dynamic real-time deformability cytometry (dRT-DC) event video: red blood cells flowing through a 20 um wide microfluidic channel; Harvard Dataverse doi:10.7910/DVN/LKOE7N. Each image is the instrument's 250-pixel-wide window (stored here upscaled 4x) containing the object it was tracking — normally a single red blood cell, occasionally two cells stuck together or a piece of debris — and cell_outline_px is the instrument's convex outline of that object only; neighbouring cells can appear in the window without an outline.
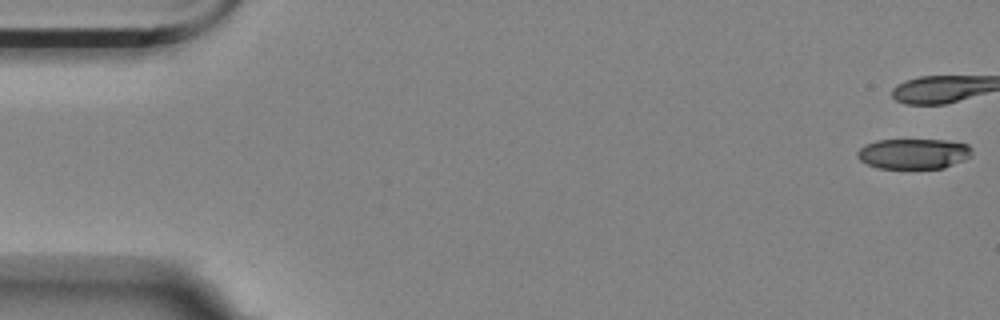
{"species": "Egyptian fruit bat (a non-hibernating species)", "species_latin": "Rousettus aegyptiacus", "temperature_condition": "room temperature", "stored_images_in_passage": 3, "camera_frame_rate_fps": 3000, "um_per_image_px": 0.085, "animal": {"sex": "female"}, "frame": {"image": 1, "passage_image": 1, "time_ms": 0.0, "image_size_px": [1000, 320], "cell_outline_px": [[972, 156], [964, 160], [944, 168], [876, 168], [860, 160], [856, 156], [856, 152], [864, 144], [876, 140], [944, 140], [968, 144], [972, 148]], "centroid_in_image_um": [77.65, 13.06], "position_along_channel_um": 7.4, "area_um2": 20.4}}